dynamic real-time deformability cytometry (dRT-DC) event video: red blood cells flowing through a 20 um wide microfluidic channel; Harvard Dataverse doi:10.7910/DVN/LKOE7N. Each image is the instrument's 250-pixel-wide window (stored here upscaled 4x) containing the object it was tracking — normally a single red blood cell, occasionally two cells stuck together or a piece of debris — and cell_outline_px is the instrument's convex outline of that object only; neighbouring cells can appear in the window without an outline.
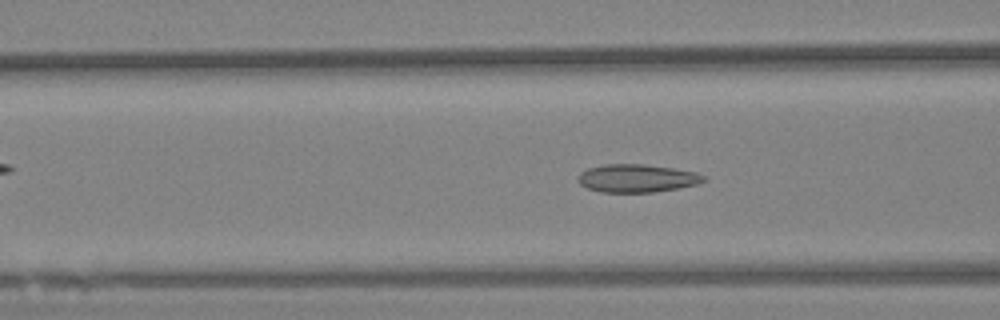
{"species": "Egyptian fruit bat (a non-hibernating species)", "species_latin": "Rousettus aegyptiacus", "temperature_condition": "warm", "stored_images_in_passage": 46, "camera_frame_rate_fps": 3000, "um_per_image_px": 0.085, "animal": {"sex": "female"}, "frame": {"image": 1, "passage_image": 7, "time_ms": 2.0, "image_size_px": [1000, 320], "cell_outline_px": [[708, 180], [696, 184], [676, 188], [652, 192], [600, 192], [588, 188], [580, 184], [576, 180], [576, 176], [580, 172], [588, 168], [604, 164], [644, 164], [672, 168], [696, 172], [704, 176]], "centroid_in_image_um": [54.09, 15.14], "position_along_channel_um": 112.5, "area_um2": 20.52}}
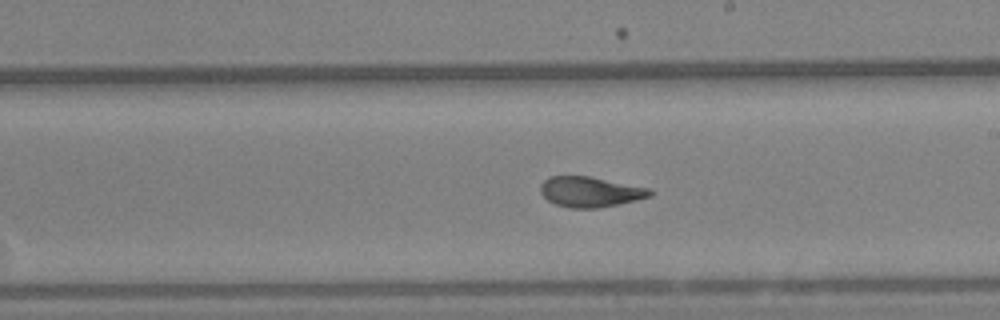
{"frame": {"image": 2, "passage_image": 19, "time_ms": 6.0, "image_size_px": [1000, 320], "cell_outline_px": [[652, 196], [636, 200], [600, 208], [568, 208], [556, 204], [548, 200], [540, 192], [540, 184], [548, 176], [588, 176], [652, 188]], "centroid_in_image_um": [50.18, 16.3], "position_along_channel_um": 238.8, "area_um2": 19.48}}
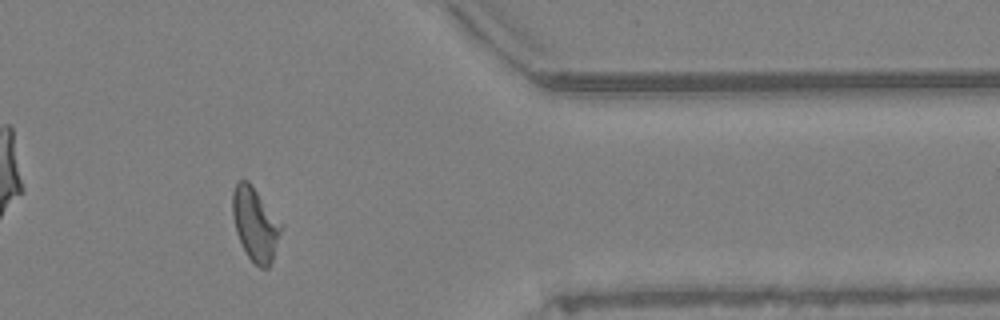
{"frame": {"image": 3, "passage_image": 35, "time_ms": 11.333, "image_size_px": [1000, 320], "cell_outline_px": [[280, 232], [272, 260], [268, 268], [260, 268], [248, 256], [236, 232], [232, 216], [232, 192], [236, 180], [248, 180], [280, 224]], "centroid_in_image_um": [21.63, 19.03], "position_along_channel_um": 389.8, "area_um2": 20.0}, "authors_computed_cell_mechanics": {"area_um2": 19.9988, "velocity_mm_per_s": 3.1735, "shape_relaxation_time_tau1_ms": 9.1834, "shape_relaxation_time_tau2_ms": 1.6916, "deformation_change_tau1": 0.1873, "deformation_change_tau2": 0.0758}}